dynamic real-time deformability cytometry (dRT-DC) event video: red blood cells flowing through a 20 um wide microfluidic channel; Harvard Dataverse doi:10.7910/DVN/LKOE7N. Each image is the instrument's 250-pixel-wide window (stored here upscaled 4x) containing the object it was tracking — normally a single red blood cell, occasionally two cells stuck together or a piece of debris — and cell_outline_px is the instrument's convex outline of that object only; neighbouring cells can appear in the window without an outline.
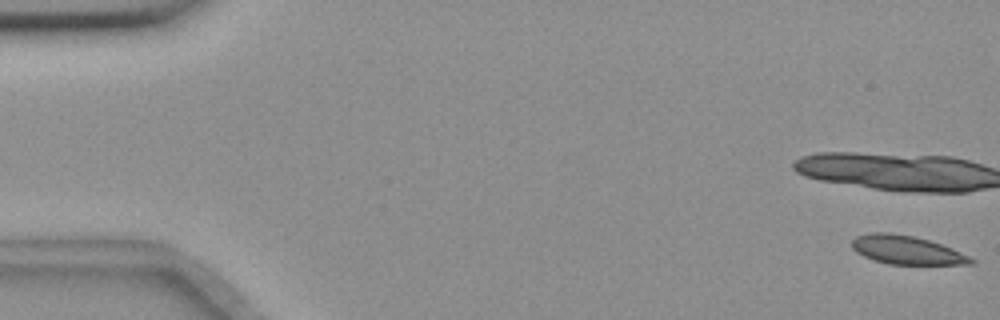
{"species": "common noctule bat (a hibernating species)", "species_latin": "Nyctalus noctula", "temperature_condition": "room temperature", "stored_images_in_passage": 41, "camera_frame_rate_fps": 3000, "um_per_image_px": 0.085, "animal": {"sex": "female", "body_mass_g": 18.4}, "frame": {"image": 1, "passage_image": 1, "time_ms": 0.0, "image_size_px": [1000, 320], "cell_outline_px": [[976, 260], [972, 264], [888, 264], [864, 256], [856, 252], [852, 248], [852, 240], [856, 236], [872, 232], [888, 232], [912, 236], [928, 240], [952, 248]], "centroid_in_image_um": [77.04, 21.24], "position_along_channel_um": 8.0, "area_um2": 19.59}}